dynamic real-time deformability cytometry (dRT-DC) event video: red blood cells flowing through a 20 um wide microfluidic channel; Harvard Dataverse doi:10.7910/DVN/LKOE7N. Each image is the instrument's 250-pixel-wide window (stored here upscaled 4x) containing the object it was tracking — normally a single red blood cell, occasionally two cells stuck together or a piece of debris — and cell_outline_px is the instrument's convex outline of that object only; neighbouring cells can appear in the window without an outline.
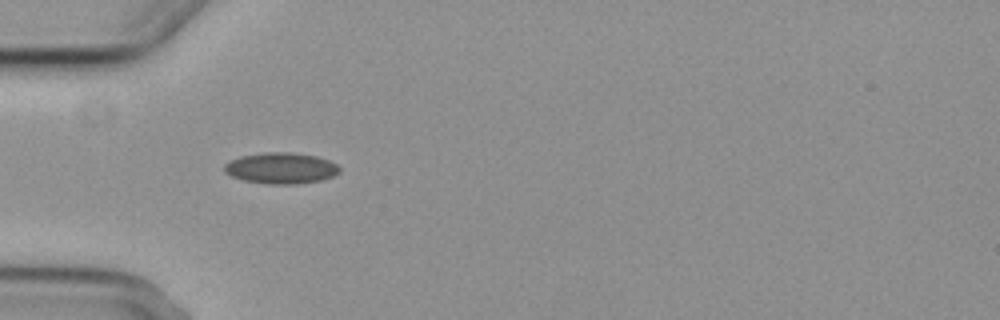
{"species": "common noctule bat (a hibernating species)", "species_latin": "Nyctalus noctula", "temperature_condition": "cold", "stored_images_in_passage": 5, "camera_frame_rate_fps": 3000, "um_per_image_px": 0.085, "animal": {"sex": "female", "body_mass_g": 29.2, "forearm_length_mm": 56.3}, "frame": {"image": 1, "passage_image": 4, "time_ms": 3.667, "image_size_px": [1000, 320], "cell_outline_px": [[340, 172], [332, 176], [320, 180], [296, 184], [268, 184], [244, 180], [232, 176], [224, 172], [224, 164], [228, 160], [240, 156], [264, 152], [288, 152], [316, 156], [328, 160], [336, 164], [340, 168]], "centroid_in_image_um": [23.85, 14.29], "position_along_channel_um": 61.2, "area_um2": 20.87}}
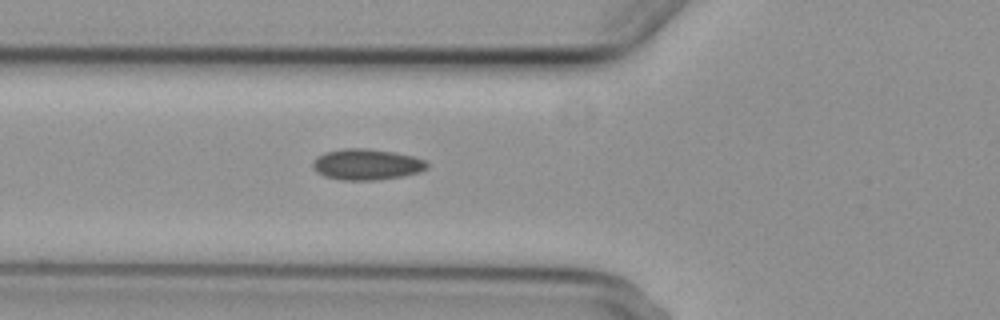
{"frame": {"image": 2, "passage_image": 5, "time_ms": 4.667, "image_size_px": [1000, 320], "cell_outline_px": [[428, 168], [416, 172], [400, 176], [376, 180], [344, 180], [324, 176], [316, 172], [312, 164], [312, 160], [316, 156], [324, 152], [344, 148], [368, 148], [396, 152], [412, 156], [424, 160], [428, 164]], "centroid_in_image_um": [31.11, 13.96], "position_along_channel_um": 94.7, "area_um2": 20.63}}